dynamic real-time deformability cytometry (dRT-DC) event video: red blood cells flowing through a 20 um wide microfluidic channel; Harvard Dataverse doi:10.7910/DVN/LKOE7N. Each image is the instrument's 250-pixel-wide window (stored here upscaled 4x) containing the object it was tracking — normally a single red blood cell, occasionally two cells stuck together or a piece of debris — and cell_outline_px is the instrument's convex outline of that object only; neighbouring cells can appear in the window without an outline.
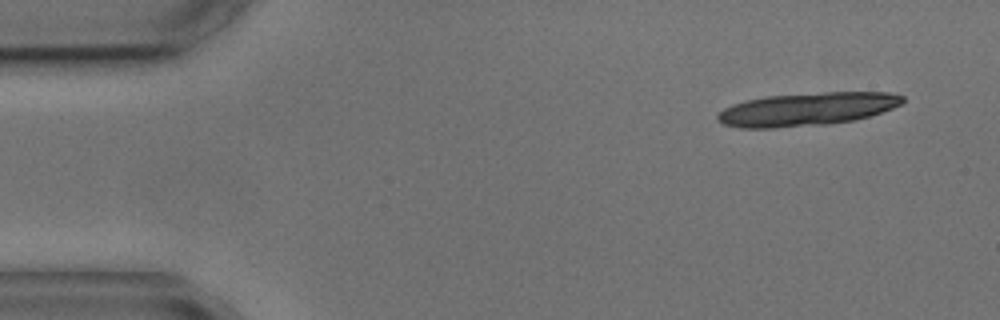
{"species": "common noctule bat (a hibernating species)", "species_latin": "Nyctalus noctula", "temperature_condition": "cold", "stored_images_in_passage": 5, "camera_frame_rate_fps": 3000, "um_per_image_px": 0.085, "animal": {"sex": "male", "body_mass_g": 17.9, "forearm_length_mm": 54.2}, "frame": {"image": 1, "passage_image": 1, "time_ms": 0.0, "image_size_px": [1000, 320], "cell_outline_px": [[904, 100], [900, 104], [892, 108], [868, 116], [852, 120], [824, 124], [772, 128], [740, 128], [724, 124], [716, 120], [716, 116], [724, 108], [732, 104], [748, 100], [768, 96], [824, 92], [888, 92], [904, 96]], "centroid_in_image_um": [68.56, 9.27], "position_along_channel_um": 16.4, "area_um2": 35.37}}